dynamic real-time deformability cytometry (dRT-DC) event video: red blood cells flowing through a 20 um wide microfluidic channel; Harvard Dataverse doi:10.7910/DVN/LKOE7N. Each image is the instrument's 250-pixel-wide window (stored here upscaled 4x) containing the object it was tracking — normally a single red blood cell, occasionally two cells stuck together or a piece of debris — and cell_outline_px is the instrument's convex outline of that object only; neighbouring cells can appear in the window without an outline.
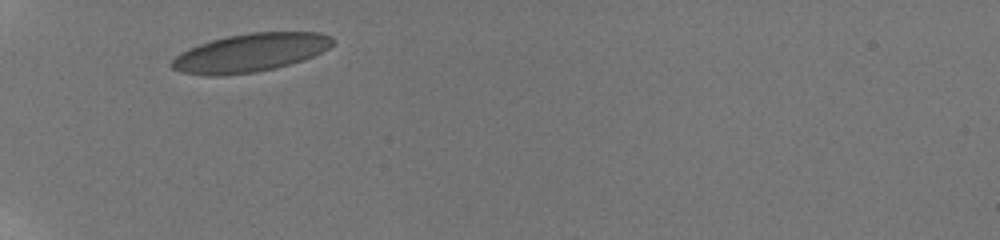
{"species": "human", "species_latin": "Homo sapiens", "temperature_condition": "room temperature", "stored_images_in_passage": 2, "camera_frame_rate_fps": 3000, "um_per_image_px": 0.085, "donor": {"sex": "male"}, "frame": {"image": 1, "passage_image": 1, "time_ms": 0.0, "image_size_px": [1000, 240], "cell_outline_px": [[336, 40], [328, 48], [304, 60], [276, 68], [256, 72], [212, 76], [208, 76], [180, 72], [172, 68], [168, 64], [180, 52], [188, 48], [212, 40], [228, 36], [252, 32], [320, 32], [332, 36]], "centroid_in_image_um": [21.27, 4.48], "position_along_channel_um": 63.7, "area_um2": 36.01}}